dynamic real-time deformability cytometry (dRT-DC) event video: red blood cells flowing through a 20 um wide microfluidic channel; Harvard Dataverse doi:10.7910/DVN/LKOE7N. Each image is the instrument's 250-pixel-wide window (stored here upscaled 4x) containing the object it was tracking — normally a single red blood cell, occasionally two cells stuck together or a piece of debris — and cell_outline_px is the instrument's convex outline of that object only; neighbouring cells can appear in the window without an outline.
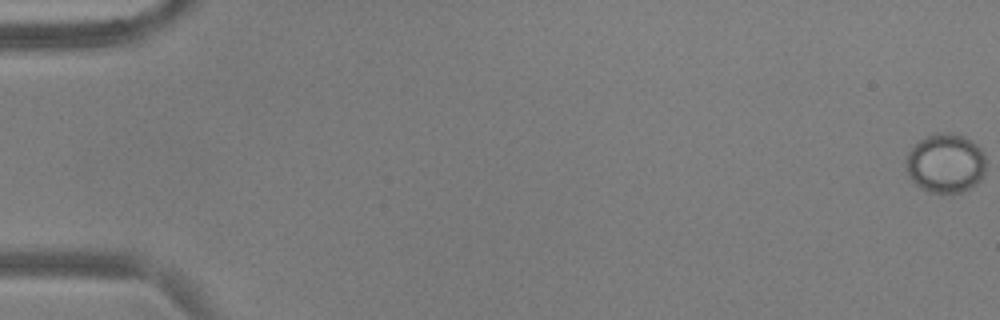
{"species": "common noctule bat (a hibernating species)", "species_latin": "Nyctalus noctula", "temperature_condition": "warm", "stored_images_in_passage": 55, "camera_frame_rate_fps": 3000, "um_per_image_px": 0.085, "animal": {"sex": "male", "body_mass_g": 17.9, "forearm_length_mm": 54.2}, "frame": {"image": 1, "passage_image": 1, "time_ms": 0.0, "image_size_px": [1000, 320], "cell_outline_px": [[984, 172], [980, 180], [976, 184], [964, 192], [928, 192], [920, 188], [908, 176], [908, 152], [920, 140], [928, 136], [940, 132], [948, 132], [964, 136], [976, 144], [980, 148], [984, 156]], "centroid_in_image_um": [80.39, 13.88], "position_along_channel_um": 4.6, "area_um2": 27.22}}
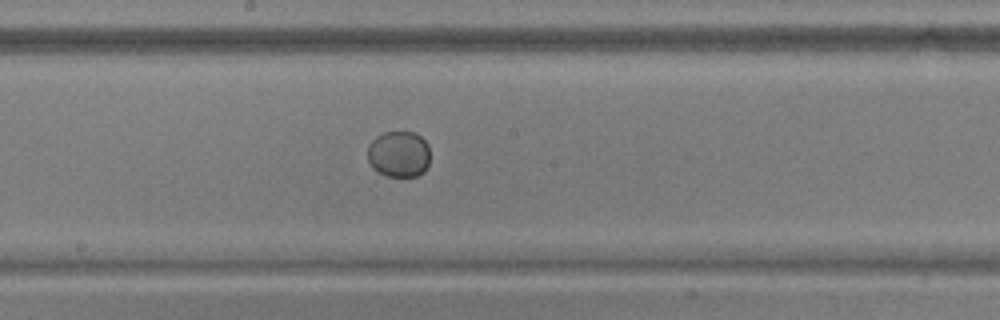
{"frame": {"image": 2, "passage_image": 31, "time_ms": 10.0, "image_size_px": [1000, 320], "cell_outline_px": [[428, 164], [424, 172], [416, 176], [388, 176], [372, 168], [368, 160], [368, 144], [376, 136], [384, 132], [416, 132], [428, 144]], "centroid_in_image_um": [33.89, 13.09], "position_along_channel_um": 214.3, "area_um2": 16.82}}
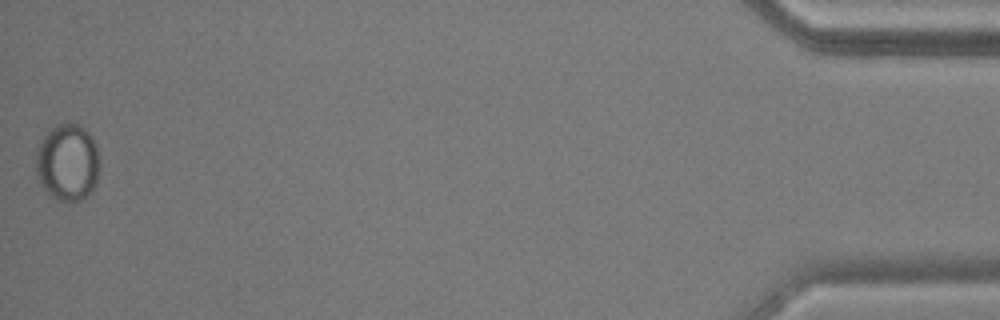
{"frame": {"image": 3, "passage_image": 55, "time_ms": 18.0, "image_size_px": [1000, 320], "cell_outline_px": [[100, 164], [96, 184], [92, 192], [80, 200], [56, 200], [48, 196], [40, 184], [36, 172], [36, 152], [44, 136], [56, 124], [80, 124], [92, 136], [96, 144], [100, 160]], "centroid_in_image_um": [5.76, 13.82], "position_along_channel_um": 429.4, "area_um2": 28.9}}